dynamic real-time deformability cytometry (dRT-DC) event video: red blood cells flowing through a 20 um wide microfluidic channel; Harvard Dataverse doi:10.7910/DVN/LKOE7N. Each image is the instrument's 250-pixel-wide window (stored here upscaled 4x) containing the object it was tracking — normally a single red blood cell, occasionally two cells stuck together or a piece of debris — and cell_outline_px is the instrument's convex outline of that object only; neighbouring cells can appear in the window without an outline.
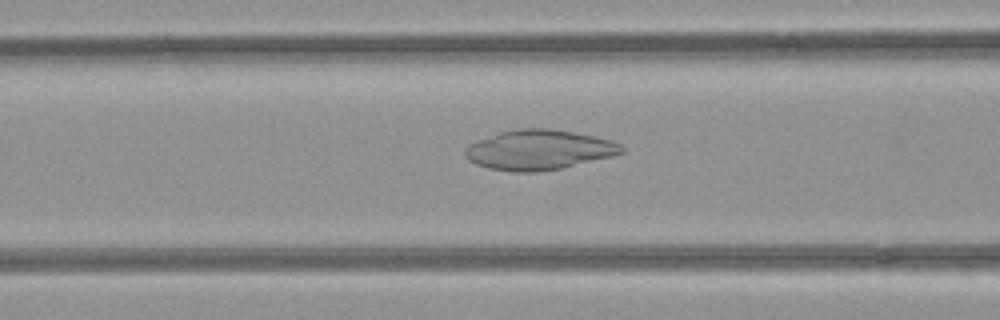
{"species": "common noctule bat (a hibernating species)", "species_latin": "Nyctalus noctula", "temperature_condition": "room temperature", "stored_images_in_passage": 43, "camera_frame_rate_fps": 3000, "um_per_image_px": 0.085, "animal": {"sex": "female", "body_mass_g": 21.9}, "frame": {"image": 1, "passage_image": 15, "time_ms": 4.667, "image_size_px": [1000, 320], "cell_outline_px": [[624, 152], [612, 156], [560, 168], [536, 172], [512, 172], [488, 168], [476, 164], [468, 160], [464, 156], [464, 148], [468, 144], [476, 140], [500, 132], [520, 128], [548, 128], [572, 132], [612, 140], [620, 144], [624, 148]], "centroid_in_image_um": [45.75, 12.74], "position_along_channel_um": 120.8, "area_um2": 36.36}}
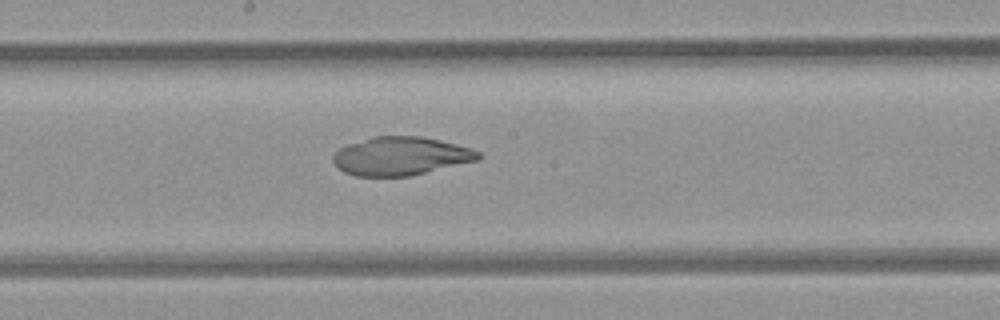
{"frame": {"image": 2, "passage_image": 22, "time_ms": 7.0, "image_size_px": [1000, 320], "cell_outline_px": [[484, 156], [480, 160], [412, 176], [356, 176], [344, 172], [332, 160], [332, 156], [340, 148], [348, 144], [372, 136], [420, 136], [440, 140], [472, 148], [480, 152]], "centroid_in_image_um": [34.12, 13.27], "position_along_channel_um": 214.1, "area_um2": 32.77}}
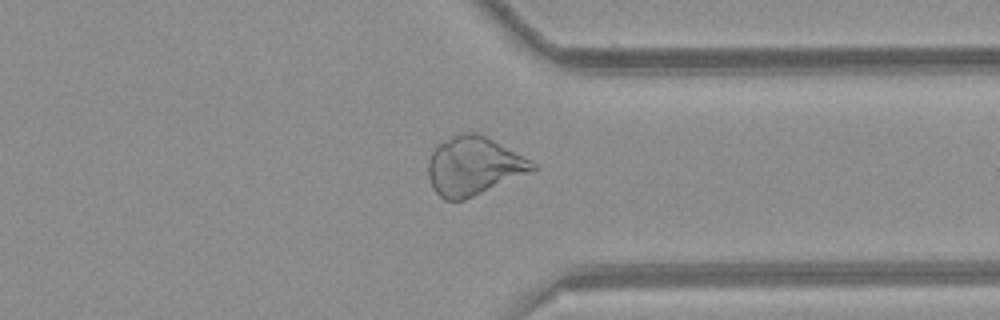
{"frame": {"image": 3, "passage_image": 34, "time_ms": 11.0, "image_size_px": [1000, 320], "cell_outline_px": [[536, 168], [464, 200], [444, 200], [432, 188], [428, 176], [428, 160], [432, 152], [440, 144], [452, 136], [464, 132], [476, 132], [492, 140], [536, 164]], "centroid_in_image_um": [40.17, 14.12], "position_along_channel_um": 371.2, "area_um2": 34.39}}